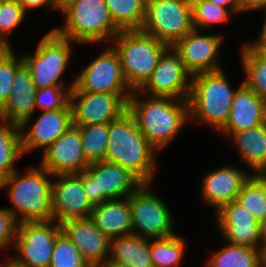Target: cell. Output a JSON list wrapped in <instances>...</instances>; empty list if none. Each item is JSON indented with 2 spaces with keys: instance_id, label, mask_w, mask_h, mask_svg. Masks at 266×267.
I'll return each instance as SVG.
<instances>
[{
  "instance_id": "2",
  "label": "cell",
  "mask_w": 266,
  "mask_h": 267,
  "mask_svg": "<svg viewBox=\"0 0 266 267\" xmlns=\"http://www.w3.org/2000/svg\"><path fill=\"white\" fill-rule=\"evenodd\" d=\"M155 151L128 110L109 123L105 161L127 169L142 184H152L157 164Z\"/></svg>"
},
{
  "instance_id": "8",
  "label": "cell",
  "mask_w": 266,
  "mask_h": 267,
  "mask_svg": "<svg viewBox=\"0 0 266 267\" xmlns=\"http://www.w3.org/2000/svg\"><path fill=\"white\" fill-rule=\"evenodd\" d=\"M70 43L71 40L60 36L52 29L40 40L33 54L22 55L37 89L65 86L60 78L71 59L72 43Z\"/></svg>"
},
{
  "instance_id": "13",
  "label": "cell",
  "mask_w": 266,
  "mask_h": 267,
  "mask_svg": "<svg viewBox=\"0 0 266 267\" xmlns=\"http://www.w3.org/2000/svg\"><path fill=\"white\" fill-rule=\"evenodd\" d=\"M75 79L79 91L132 95L122 73L120 57L114 47L101 51Z\"/></svg>"
},
{
  "instance_id": "19",
  "label": "cell",
  "mask_w": 266,
  "mask_h": 267,
  "mask_svg": "<svg viewBox=\"0 0 266 267\" xmlns=\"http://www.w3.org/2000/svg\"><path fill=\"white\" fill-rule=\"evenodd\" d=\"M36 85L29 68L23 62L15 71L12 90L0 107V120L20 126L25 130L35 113Z\"/></svg>"
},
{
  "instance_id": "5",
  "label": "cell",
  "mask_w": 266,
  "mask_h": 267,
  "mask_svg": "<svg viewBox=\"0 0 266 267\" xmlns=\"http://www.w3.org/2000/svg\"><path fill=\"white\" fill-rule=\"evenodd\" d=\"M127 85L139 90L151 77L168 45L140 30L120 31L113 39Z\"/></svg>"
},
{
  "instance_id": "23",
  "label": "cell",
  "mask_w": 266,
  "mask_h": 267,
  "mask_svg": "<svg viewBox=\"0 0 266 267\" xmlns=\"http://www.w3.org/2000/svg\"><path fill=\"white\" fill-rule=\"evenodd\" d=\"M250 176V174L247 175L242 170L230 166L210 171L202 178L203 201L215 207L217 211L223 205L237 199L243 184Z\"/></svg>"
},
{
  "instance_id": "24",
  "label": "cell",
  "mask_w": 266,
  "mask_h": 267,
  "mask_svg": "<svg viewBox=\"0 0 266 267\" xmlns=\"http://www.w3.org/2000/svg\"><path fill=\"white\" fill-rule=\"evenodd\" d=\"M90 219L110 241L132 234L128 197L106 200L95 205Z\"/></svg>"
},
{
  "instance_id": "35",
  "label": "cell",
  "mask_w": 266,
  "mask_h": 267,
  "mask_svg": "<svg viewBox=\"0 0 266 267\" xmlns=\"http://www.w3.org/2000/svg\"><path fill=\"white\" fill-rule=\"evenodd\" d=\"M49 267H91L74 244L61 232L55 241Z\"/></svg>"
},
{
  "instance_id": "31",
  "label": "cell",
  "mask_w": 266,
  "mask_h": 267,
  "mask_svg": "<svg viewBox=\"0 0 266 267\" xmlns=\"http://www.w3.org/2000/svg\"><path fill=\"white\" fill-rule=\"evenodd\" d=\"M185 243V239L176 234L162 239H150L153 267H178L187 250Z\"/></svg>"
},
{
  "instance_id": "20",
  "label": "cell",
  "mask_w": 266,
  "mask_h": 267,
  "mask_svg": "<svg viewBox=\"0 0 266 267\" xmlns=\"http://www.w3.org/2000/svg\"><path fill=\"white\" fill-rule=\"evenodd\" d=\"M60 227L91 267L109 259L110 240L90 218L67 220Z\"/></svg>"
},
{
  "instance_id": "44",
  "label": "cell",
  "mask_w": 266,
  "mask_h": 267,
  "mask_svg": "<svg viewBox=\"0 0 266 267\" xmlns=\"http://www.w3.org/2000/svg\"><path fill=\"white\" fill-rule=\"evenodd\" d=\"M53 4V8L60 10L61 13L67 9L74 1L77 0H51Z\"/></svg>"
},
{
  "instance_id": "26",
  "label": "cell",
  "mask_w": 266,
  "mask_h": 267,
  "mask_svg": "<svg viewBox=\"0 0 266 267\" xmlns=\"http://www.w3.org/2000/svg\"><path fill=\"white\" fill-rule=\"evenodd\" d=\"M240 157L255 174L266 171V123L232 135Z\"/></svg>"
},
{
  "instance_id": "41",
  "label": "cell",
  "mask_w": 266,
  "mask_h": 267,
  "mask_svg": "<svg viewBox=\"0 0 266 267\" xmlns=\"http://www.w3.org/2000/svg\"><path fill=\"white\" fill-rule=\"evenodd\" d=\"M18 3L23 7L24 11L27 13L29 9H35L38 7L45 6L46 8H53L51 0H17Z\"/></svg>"
},
{
  "instance_id": "37",
  "label": "cell",
  "mask_w": 266,
  "mask_h": 267,
  "mask_svg": "<svg viewBox=\"0 0 266 267\" xmlns=\"http://www.w3.org/2000/svg\"><path fill=\"white\" fill-rule=\"evenodd\" d=\"M26 12L17 0H0V42L12 47L6 36L13 32L25 18Z\"/></svg>"
},
{
  "instance_id": "4",
  "label": "cell",
  "mask_w": 266,
  "mask_h": 267,
  "mask_svg": "<svg viewBox=\"0 0 266 267\" xmlns=\"http://www.w3.org/2000/svg\"><path fill=\"white\" fill-rule=\"evenodd\" d=\"M224 73L220 69L192 76L188 98L191 122H204L215 131L227 123L237 89H232Z\"/></svg>"
},
{
  "instance_id": "14",
  "label": "cell",
  "mask_w": 266,
  "mask_h": 267,
  "mask_svg": "<svg viewBox=\"0 0 266 267\" xmlns=\"http://www.w3.org/2000/svg\"><path fill=\"white\" fill-rule=\"evenodd\" d=\"M192 75L187 71L180 55L169 47L160 57L151 77L139 89L141 94L188 100Z\"/></svg>"
},
{
  "instance_id": "42",
  "label": "cell",
  "mask_w": 266,
  "mask_h": 267,
  "mask_svg": "<svg viewBox=\"0 0 266 267\" xmlns=\"http://www.w3.org/2000/svg\"><path fill=\"white\" fill-rule=\"evenodd\" d=\"M208 1L214 3L215 5L227 8L232 14L240 13L237 0H208Z\"/></svg>"
},
{
  "instance_id": "29",
  "label": "cell",
  "mask_w": 266,
  "mask_h": 267,
  "mask_svg": "<svg viewBox=\"0 0 266 267\" xmlns=\"http://www.w3.org/2000/svg\"><path fill=\"white\" fill-rule=\"evenodd\" d=\"M23 155L20 126L0 120V176L17 170L14 162Z\"/></svg>"
},
{
  "instance_id": "10",
  "label": "cell",
  "mask_w": 266,
  "mask_h": 267,
  "mask_svg": "<svg viewBox=\"0 0 266 267\" xmlns=\"http://www.w3.org/2000/svg\"><path fill=\"white\" fill-rule=\"evenodd\" d=\"M53 221L20 222L13 248L19 256L9 260L20 267H49L60 224Z\"/></svg>"
},
{
  "instance_id": "33",
  "label": "cell",
  "mask_w": 266,
  "mask_h": 267,
  "mask_svg": "<svg viewBox=\"0 0 266 267\" xmlns=\"http://www.w3.org/2000/svg\"><path fill=\"white\" fill-rule=\"evenodd\" d=\"M82 136L83 155L91 164L105 161L108 144L109 123L76 126Z\"/></svg>"
},
{
  "instance_id": "22",
  "label": "cell",
  "mask_w": 266,
  "mask_h": 267,
  "mask_svg": "<svg viewBox=\"0 0 266 267\" xmlns=\"http://www.w3.org/2000/svg\"><path fill=\"white\" fill-rule=\"evenodd\" d=\"M72 125L71 109L42 111L27 131L20 130L23 155L37 148L46 149Z\"/></svg>"
},
{
  "instance_id": "38",
  "label": "cell",
  "mask_w": 266,
  "mask_h": 267,
  "mask_svg": "<svg viewBox=\"0 0 266 267\" xmlns=\"http://www.w3.org/2000/svg\"><path fill=\"white\" fill-rule=\"evenodd\" d=\"M14 54L11 47L0 53V107L11 94L15 71L23 63L22 56L17 58Z\"/></svg>"
},
{
  "instance_id": "51",
  "label": "cell",
  "mask_w": 266,
  "mask_h": 267,
  "mask_svg": "<svg viewBox=\"0 0 266 267\" xmlns=\"http://www.w3.org/2000/svg\"><path fill=\"white\" fill-rule=\"evenodd\" d=\"M0 267H7V262L4 263L3 265L1 264Z\"/></svg>"
},
{
  "instance_id": "32",
  "label": "cell",
  "mask_w": 266,
  "mask_h": 267,
  "mask_svg": "<svg viewBox=\"0 0 266 267\" xmlns=\"http://www.w3.org/2000/svg\"><path fill=\"white\" fill-rule=\"evenodd\" d=\"M236 201L260 223L266 217V177L252 173L243 184Z\"/></svg>"
},
{
  "instance_id": "15",
  "label": "cell",
  "mask_w": 266,
  "mask_h": 267,
  "mask_svg": "<svg viewBox=\"0 0 266 267\" xmlns=\"http://www.w3.org/2000/svg\"><path fill=\"white\" fill-rule=\"evenodd\" d=\"M54 178L56 181L51 184L54 220L61 224L71 219L90 218L94 205L84 190L83 172L54 175Z\"/></svg>"
},
{
  "instance_id": "21",
  "label": "cell",
  "mask_w": 266,
  "mask_h": 267,
  "mask_svg": "<svg viewBox=\"0 0 266 267\" xmlns=\"http://www.w3.org/2000/svg\"><path fill=\"white\" fill-rule=\"evenodd\" d=\"M266 123V99L249 89L243 82L237 87L227 123L218 131L230 137Z\"/></svg>"
},
{
  "instance_id": "18",
  "label": "cell",
  "mask_w": 266,
  "mask_h": 267,
  "mask_svg": "<svg viewBox=\"0 0 266 267\" xmlns=\"http://www.w3.org/2000/svg\"><path fill=\"white\" fill-rule=\"evenodd\" d=\"M216 217L225 243L261 249L260 223L239 202L223 205Z\"/></svg>"
},
{
  "instance_id": "12",
  "label": "cell",
  "mask_w": 266,
  "mask_h": 267,
  "mask_svg": "<svg viewBox=\"0 0 266 267\" xmlns=\"http://www.w3.org/2000/svg\"><path fill=\"white\" fill-rule=\"evenodd\" d=\"M130 96L83 92L74 86L69 97L73 126L107 124L116 120L128 110Z\"/></svg>"
},
{
  "instance_id": "48",
  "label": "cell",
  "mask_w": 266,
  "mask_h": 267,
  "mask_svg": "<svg viewBox=\"0 0 266 267\" xmlns=\"http://www.w3.org/2000/svg\"><path fill=\"white\" fill-rule=\"evenodd\" d=\"M7 267H20V266H17L16 264L12 263L9 259H7Z\"/></svg>"
},
{
  "instance_id": "17",
  "label": "cell",
  "mask_w": 266,
  "mask_h": 267,
  "mask_svg": "<svg viewBox=\"0 0 266 267\" xmlns=\"http://www.w3.org/2000/svg\"><path fill=\"white\" fill-rule=\"evenodd\" d=\"M43 152L39 166L52 175L80 174L90 165L83 155L80 130L73 125Z\"/></svg>"
},
{
  "instance_id": "47",
  "label": "cell",
  "mask_w": 266,
  "mask_h": 267,
  "mask_svg": "<svg viewBox=\"0 0 266 267\" xmlns=\"http://www.w3.org/2000/svg\"><path fill=\"white\" fill-rule=\"evenodd\" d=\"M264 9L266 12V7ZM257 39H266V17L263 23L262 31L260 32V35L258 36Z\"/></svg>"
},
{
  "instance_id": "9",
  "label": "cell",
  "mask_w": 266,
  "mask_h": 267,
  "mask_svg": "<svg viewBox=\"0 0 266 267\" xmlns=\"http://www.w3.org/2000/svg\"><path fill=\"white\" fill-rule=\"evenodd\" d=\"M141 184L128 196L132 218V234L146 239H162L174 235V218L166 202ZM173 230V231H172Z\"/></svg>"
},
{
  "instance_id": "34",
  "label": "cell",
  "mask_w": 266,
  "mask_h": 267,
  "mask_svg": "<svg viewBox=\"0 0 266 267\" xmlns=\"http://www.w3.org/2000/svg\"><path fill=\"white\" fill-rule=\"evenodd\" d=\"M191 10L195 30L211 27L212 24L227 22L232 16L227 8L215 5L208 0H194L191 2Z\"/></svg>"
},
{
  "instance_id": "49",
  "label": "cell",
  "mask_w": 266,
  "mask_h": 267,
  "mask_svg": "<svg viewBox=\"0 0 266 267\" xmlns=\"http://www.w3.org/2000/svg\"><path fill=\"white\" fill-rule=\"evenodd\" d=\"M4 178L2 176H0V189L4 188Z\"/></svg>"
},
{
  "instance_id": "1",
  "label": "cell",
  "mask_w": 266,
  "mask_h": 267,
  "mask_svg": "<svg viewBox=\"0 0 266 267\" xmlns=\"http://www.w3.org/2000/svg\"><path fill=\"white\" fill-rule=\"evenodd\" d=\"M139 93V90L132 92L128 99V111L146 140L156 151H160L176 138L190 120L188 100L160 96L140 100L137 97Z\"/></svg>"
},
{
  "instance_id": "7",
  "label": "cell",
  "mask_w": 266,
  "mask_h": 267,
  "mask_svg": "<svg viewBox=\"0 0 266 267\" xmlns=\"http://www.w3.org/2000/svg\"><path fill=\"white\" fill-rule=\"evenodd\" d=\"M194 30L191 2L187 0H146L143 33L173 47Z\"/></svg>"
},
{
  "instance_id": "16",
  "label": "cell",
  "mask_w": 266,
  "mask_h": 267,
  "mask_svg": "<svg viewBox=\"0 0 266 267\" xmlns=\"http://www.w3.org/2000/svg\"><path fill=\"white\" fill-rule=\"evenodd\" d=\"M223 35H202L199 30H192L180 39L172 48L180 55L187 71L193 76L220 70L218 52L223 42Z\"/></svg>"
},
{
  "instance_id": "36",
  "label": "cell",
  "mask_w": 266,
  "mask_h": 267,
  "mask_svg": "<svg viewBox=\"0 0 266 267\" xmlns=\"http://www.w3.org/2000/svg\"><path fill=\"white\" fill-rule=\"evenodd\" d=\"M75 85V80L69 88L65 86H50L36 90L35 107L43 111L71 109L69 104L70 91ZM65 87V88H64Z\"/></svg>"
},
{
  "instance_id": "45",
  "label": "cell",
  "mask_w": 266,
  "mask_h": 267,
  "mask_svg": "<svg viewBox=\"0 0 266 267\" xmlns=\"http://www.w3.org/2000/svg\"><path fill=\"white\" fill-rule=\"evenodd\" d=\"M252 44L266 57V39H258Z\"/></svg>"
},
{
  "instance_id": "46",
  "label": "cell",
  "mask_w": 266,
  "mask_h": 267,
  "mask_svg": "<svg viewBox=\"0 0 266 267\" xmlns=\"http://www.w3.org/2000/svg\"><path fill=\"white\" fill-rule=\"evenodd\" d=\"M93 267H122V266L116 265L112 263L111 261L107 260Z\"/></svg>"
},
{
  "instance_id": "3",
  "label": "cell",
  "mask_w": 266,
  "mask_h": 267,
  "mask_svg": "<svg viewBox=\"0 0 266 267\" xmlns=\"http://www.w3.org/2000/svg\"><path fill=\"white\" fill-rule=\"evenodd\" d=\"M53 176L42 167H32L23 175L16 170L4 180L13 206L7 209L18 223L54 220L49 178Z\"/></svg>"
},
{
  "instance_id": "30",
  "label": "cell",
  "mask_w": 266,
  "mask_h": 267,
  "mask_svg": "<svg viewBox=\"0 0 266 267\" xmlns=\"http://www.w3.org/2000/svg\"><path fill=\"white\" fill-rule=\"evenodd\" d=\"M146 0H105L111 19L120 31L140 30Z\"/></svg>"
},
{
  "instance_id": "27",
  "label": "cell",
  "mask_w": 266,
  "mask_h": 267,
  "mask_svg": "<svg viewBox=\"0 0 266 267\" xmlns=\"http://www.w3.org/2000/svg\"><path fill=\"white\" fill-rule=\"evenodd\" d=\"M207 263L208 267H265L266 255L261 249L227 243Z\"/></svg>"
},
{
  "instance_id": "28",
  "label": "cell",
  "mask_w": 266,
  "mask_h": 267,
  "mask_svg": "<svg viewBox=\"0 0 266 267\" xmlns=\"http://www.w3.org/2000/svg\"><path fill=\"white\" fill-rule=\"evenodd\" d=\"M241 60L246 74L243 83L266 99V57L250 42L241 47Z\"/></svg>"
},
{
  "instance_id": "25",
  "label": "cell",
  "mask_w": 266,
  "mask_h": 267,
  "mask_svg": "<svg viewBox=\"0 0 266 267\" xmlns=\"http://www.w3.org/2000/svg\"><path fill=\"white\" fill-rule=\"evenodd\" d=\"M109 261L122 267H153L150 239L130 234L110 241Z\"/></svg>"
},
{
  "instance_id": "39",
  "label": "cell",
  "mask_w": 266,
  "mask_h": 267,
  "mask_svg": "<svg viewBox=\"0 0 266 267\" xmlns=\"http://www.w3.org/2000/svg\"><path fill=\"white\" fill-rule=\"evenodd\" d=\"M18 222L7 208H0V249L13 247Z\"/></svg>"
},
{
  "instance_id": "11",
  "label": "cell",
  "mask_w": 266,
  "mask_h": 267,
  "mask_svg": "<svg viewBox=\"0 0 266 267\" xmlns=\"http://www.w3.org/2000/svg\"><path fill=\"white\" fill-rule=\"evenodd\" d=\"M141 184L127 169L107 161L91 163L83 171L84 190L94 206L128 197Z\"/></svg>"
},
{
  "instance_id": "50",
  "label": "cell",
  "mask_w": 266,
  "mask_h": 267,
  "mask_svg": "<svg viewBox=\"0 0 266 267\" xmlns=\"http://www.w3.org/2000/svg\"><path fill=\"white\" fill-rule=\"evenodd\" d=\"M7 47H5L1 42H0V53Z\"/></svg>"
},
{
  "instance_id": "6",
  "label": "cell",
  "mask_w": 266,
  "mask_h": 267,
  "mask_svg": "<svg viewBox=\"0 0 266 267\" xmlns=\"http://www.w3.org/2000/svg\"><path fill=\"white\" fill-rule=\"evenodd\" d=\"M62 14L65 24L53 29L78 45L114 39L120 32L111 19L105 0H77Z\"/></svg>"
},
{
  "instance_id": "43",
  "label": "cell",
  "mask_w": 266,
  "mask_h": 267,
  "mask_svg": "<svg viewBox=\"0 0 266 267\" xmlns=\"http://www.w3.org/2000/svg\"><path fill=\"white\" fill-rule=\"evenodd\" d=\"M261 251L266 255V217L260 222Z\"/></svg>"
},
{
  "instance_id": "40",
  "label": "cell",
  "mask_w": 266,
  "mask_h": 267,
  "mask_svg": "<svg viewBox=\"0 0 266 267\" xmlns=\"http://www.w3.org/2000/svg\"><path fill=\"white\" fill-rule=\"evenodd\" d=\"M237 2L240 13L246 12L247 10H264L266 7V0H237Z\"/></svg>"
}]
</instances>
